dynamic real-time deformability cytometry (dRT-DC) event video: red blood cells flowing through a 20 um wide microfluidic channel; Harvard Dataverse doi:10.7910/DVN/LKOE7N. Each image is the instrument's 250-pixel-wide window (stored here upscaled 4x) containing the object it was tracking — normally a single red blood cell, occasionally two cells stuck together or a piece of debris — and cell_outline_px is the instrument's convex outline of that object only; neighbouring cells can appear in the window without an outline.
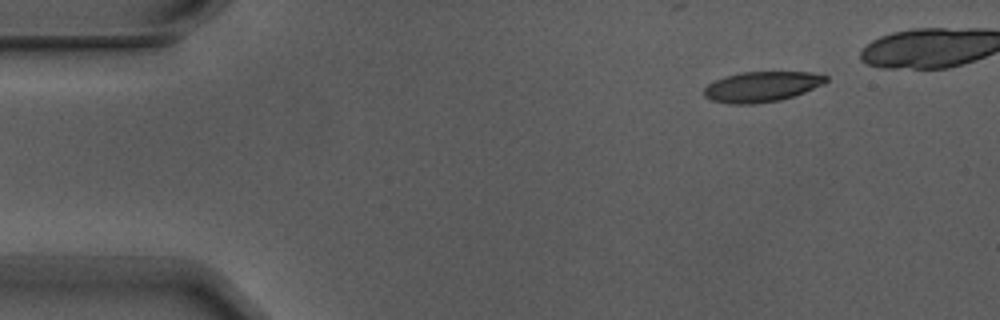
{"species": "Egyptian fruit bat (a non-hibernating species)", "species_latin": "Rousettus aegyptiacus", "temperature_condition": "warm", "stored_images_in_passage": 3, "camera_frame_rate_fps": 3000, "um_per_image_px": 0.085, "animal": {"sex": "male"}, "frame": {"image": 1, "passage_image": 3, "time_ms": 0.667, "image_size_px": [1000, 320], "cell_outline_px": [[828, 80], [824, 84], [804, 92], [780, 100], [752, 104], [728, 104], [712, 100], [704, 96], [704, 88], [708, 84], [716, 80], [740, 72], [812, 72], [828, 76]], "centroid_in_image_um": [64.76, 7.37], "position_along_channel_um": 20.2, "area_um2": 21.44}}